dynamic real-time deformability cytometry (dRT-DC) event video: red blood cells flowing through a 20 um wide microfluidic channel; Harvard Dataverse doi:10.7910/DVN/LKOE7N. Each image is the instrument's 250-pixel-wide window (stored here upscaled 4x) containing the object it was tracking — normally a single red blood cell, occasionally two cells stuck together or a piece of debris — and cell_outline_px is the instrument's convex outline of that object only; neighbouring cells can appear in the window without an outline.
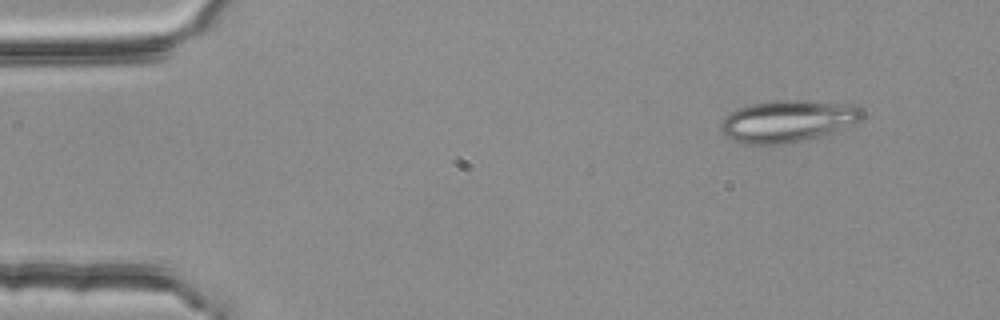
{"species": "common noctule bat (a hibernating species)", "species_latin": "Nyctalus noctula", "temperature_condition": "room temperature", "stored_images_in_passage": 6, "segment_of_instrument_passage": [1, 2], "camera_frame_rate_fps": 3000, "um_per_image_px": 0.085, "animal": {"sex": "female", "body_mass_g": 25.1}, "frame": {"image": 1, "passage_image": 2, "time_ms": 0.333, "image_size_px": [1000, 320], "cell_outline_px": [[864, 112], [860, 120], [836, 132], [788, 144], [748, 144], [724, 136], [720, 128], [724, 120], [736, 108], [752, 104], [776, 100], [804, 100], [856, 104]], "centroid_in_image_um": [67.01, 10.29], "position_along_channel_um": 18.0, "area_um2": 34.56}}